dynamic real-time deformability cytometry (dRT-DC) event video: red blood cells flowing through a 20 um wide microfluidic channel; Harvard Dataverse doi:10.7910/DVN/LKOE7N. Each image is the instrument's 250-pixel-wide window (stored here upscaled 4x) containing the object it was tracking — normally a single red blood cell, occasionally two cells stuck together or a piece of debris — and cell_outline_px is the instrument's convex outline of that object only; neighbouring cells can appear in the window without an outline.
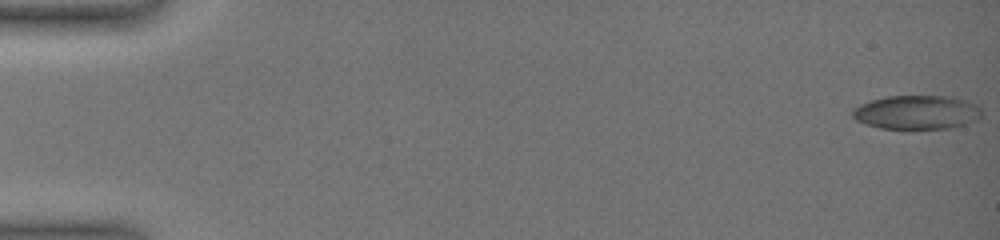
{"species": "common noctule bat (a hibernating species)", "species_latin": "Nyctalus noctula", "temperature_condition": "warm", "stored_images_in_passage": 15, "camera_frame_rate_fps": 3000, "um_per_image_px": 0.085, "animal": {"sex": "female", "body_mass_g": 19.0, "forearm_length_mm": 51.5}, "frame": {"image": 1, "passage_image": 1, "time_ms": 0.0, "image_size_px": [1000, 240], "cell_outline_px": [[980, 116], [976, 120], [952, 128], [908, 132], [880, 128], [864, 124], [856, 120], [852, 116], [852, 112], [860, 104], [872, 100], [888, 96], [952, 96], [968, 100], [976, 104], [980, 108]], "centroid_in_image_um": [77.93, 9.59], "position_along_channel_um": 7.1, "area_um2": 26.47}}
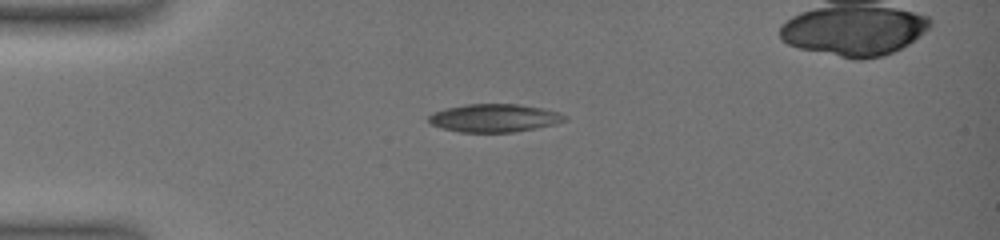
{"frame": {"image": 2, "passage_image": 10, "time_ms": 5.0, "image_size_px": [1000, 240], "cell_outline_px": [[568, 120], [556, 124], [536, 128], [512, 132], [460, 132], [440, 128], [432, 124], [428, 120], [428, 116], [432, 112], [444, 108], [464, 104], [516, 104], [544, 108], [560, 112], [568, 116]], "centroid_in_image_um": [42.03, 10.02], "position_along_channel_um": 43.0, "area_um2": 22.54}}
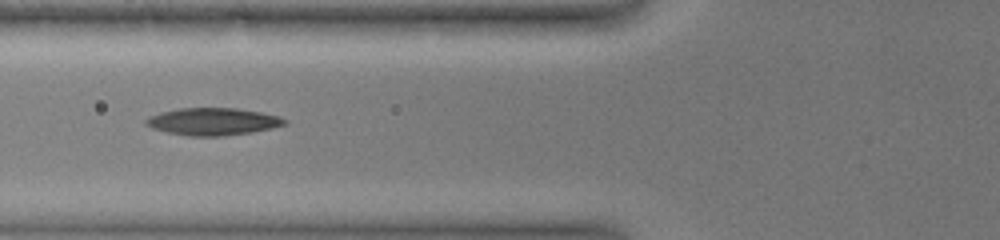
{"frame": {"image": 3, "passage_image": 14, "time_ms": 7.667, "image_size_px": [1000, 240], "cell_outline_px": [[288, 124], [272, 128], [252, 132], [224, 136], [188, 136], [168, 132], [152, 128], [144, 124], [144, 120], [148, 116], [160, 112], [180, 108], [236, 108], [260, 112], [280, 116], [288, 120]], "centroid_in_image_um": [18.1, 10.33], "position_along_channel_um": 107.7, "area_um2": 22.25}}